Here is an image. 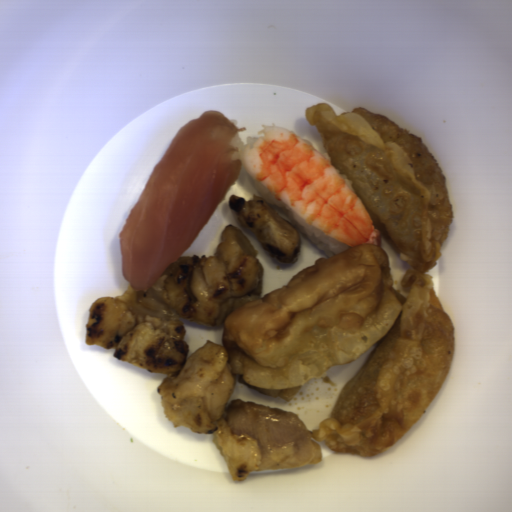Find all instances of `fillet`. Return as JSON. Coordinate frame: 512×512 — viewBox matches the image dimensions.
I'll return each mask as SVG.
<instances>
[{"mask_svg":"<svg viewBox=\"0 0 512 512\" xmlns=\"http://www.w3.org/2000/svg\"><path fill=\"white\" fill-rule=\"evenodd\" d=\"M245 130L208 109L169 143L118 234L131 289L150 290L210 221L238 180L233 140Z\"/></svg>","mask_w":512,"mask_h":512,"instance_id":"fillet-1","label":"fillet"}]
</instances>
